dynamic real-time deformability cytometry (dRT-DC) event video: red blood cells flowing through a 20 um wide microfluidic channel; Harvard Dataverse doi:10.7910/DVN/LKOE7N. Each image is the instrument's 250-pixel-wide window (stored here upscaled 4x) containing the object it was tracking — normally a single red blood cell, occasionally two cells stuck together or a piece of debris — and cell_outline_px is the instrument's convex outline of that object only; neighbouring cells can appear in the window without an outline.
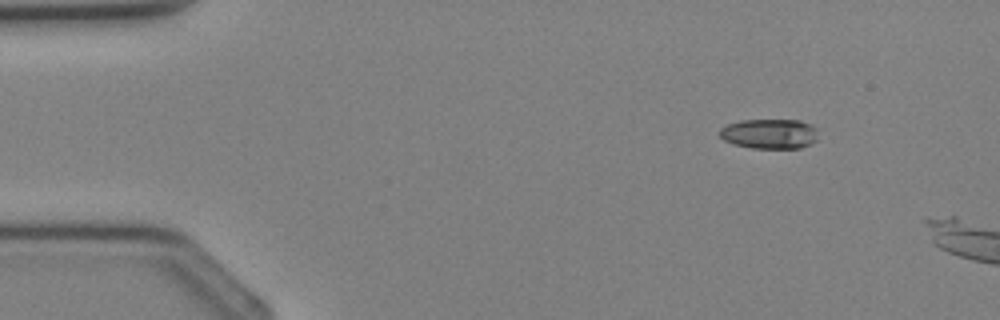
{"species": "Egyptian fruit bat (a non-hibernating species)", "species_latin": "Rousettus aegyptiacus", "temperature_condition": "cold", "stored_images_in_passage": 3, "camera_frame_rate_fps": 3000, "um_per_image_px": 0.085, "animal": {"sex": "female"}, "frame": {"image": 1, "passage_image": 1, "time_ms": 0.0, "image_size_px": [1000, 320], "cell_outline_px": [[816, 140], [800, 148], [752, 148], [732, 144], [724, 140], [720, 136], [720, 128], [728, 124], [740, 120], [800, 120], [812, 124], [816, 128]], "centroid_in_image_um": [65.39, 11.36], "position_along_channel_um": 19.6, "area_um2": 17.17}}